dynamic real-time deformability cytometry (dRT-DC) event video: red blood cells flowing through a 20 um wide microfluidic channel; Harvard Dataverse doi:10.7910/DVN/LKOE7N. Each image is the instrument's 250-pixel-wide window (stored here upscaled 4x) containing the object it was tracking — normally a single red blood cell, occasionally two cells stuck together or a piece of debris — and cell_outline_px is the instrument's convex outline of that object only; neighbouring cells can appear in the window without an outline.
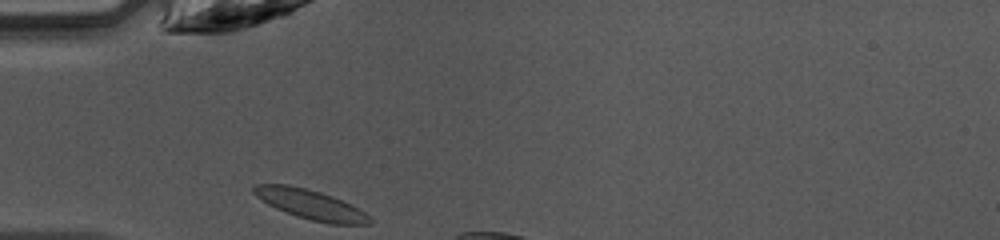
{"species": "common noctule bat (a hibernating species)", "species_latin": "Nyctalus noctula", "temperature_condition": "warm", "stored_images_in_passage": 4, "camera_frame_rate_fps": 3000, "um_per_image_px": 0.085, "animal": {"sex": "female", "body_mass_g": 10.0, "forearm_length_mm": 53.1}, "frame": {"image": 1, "passage_image": 1, "time_ms": 0.0, "image_size_px": [1000, 240], "cell_outline_px": [[372, 224], [328, 224], [296, 216], [276, 208], [268, 204], [256, 196], [252, 192], [252, 188], [256, 184], [288, 184], [320, 192], [332, 196], [352, 204], [364, 212], [372, 220]], "centroid_in_image_um": [26.39, 17.38], "position_along_channel_um": 58.6, "area_um2": 19.94}}